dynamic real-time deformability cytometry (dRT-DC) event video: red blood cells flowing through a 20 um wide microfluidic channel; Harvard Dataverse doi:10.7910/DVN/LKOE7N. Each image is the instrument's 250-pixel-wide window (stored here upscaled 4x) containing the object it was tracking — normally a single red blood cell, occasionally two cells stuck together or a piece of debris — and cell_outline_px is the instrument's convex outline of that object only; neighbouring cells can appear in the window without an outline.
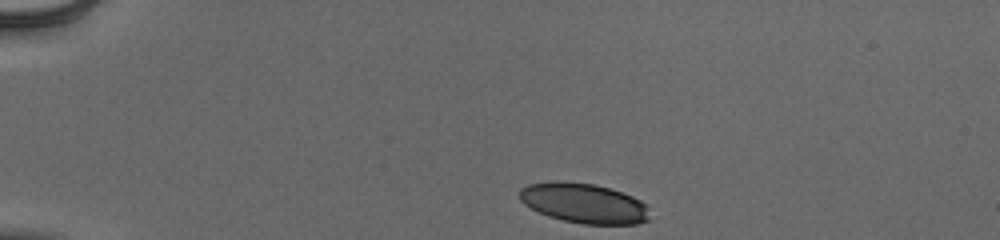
{"species": "human", "species_latin": "Homo sapiens", "temperature_condition": "cold", "stored_images_in_passage": 43, "camera_frame_rate_fps": 3000, "um_per_image_px": 0.085, "donor": {"sex": "male"}, "frame": {"image": 1, "passage_image": 1, "time_ms": 0.0, "image_size_px": [1000, 240], "cell_outline_px": [[648, 220], [636, 224], [584, 224], [564, 220], [548, 216], [524, 204], [520, 200], [520, 188], [528, 184], [556, 180], [596, 184], [632, 196], [640, 200], [648, 208]], "centroid_in_image_um": [49.61, 17.26], "position_along_channel_um": 35.4, "area_um2": 30.11}}
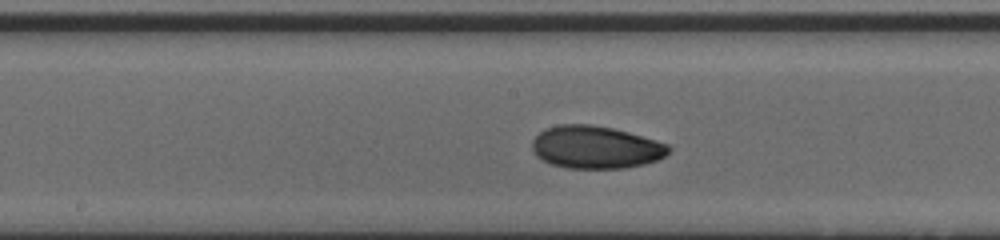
{"frame": {"image": 2, "passage_image": 19, "time_ms": 6.0, "image_size_px": [1000, 240], "cell_outline_px": [[672, 148], [664, 156], [656, 160], [644, 164], [624, 168], [568, 168], [552, 164], [536, 156], [532, 148], [532, 140], [544, 128], [556, 124], [592, 124], [612, 128], [628, 132], [656, 140], [668, 144]], "centroid_in_image_um": [50.62, 12.5], "position_along_channel_um": 197.6, "area_um2": 33.93}}
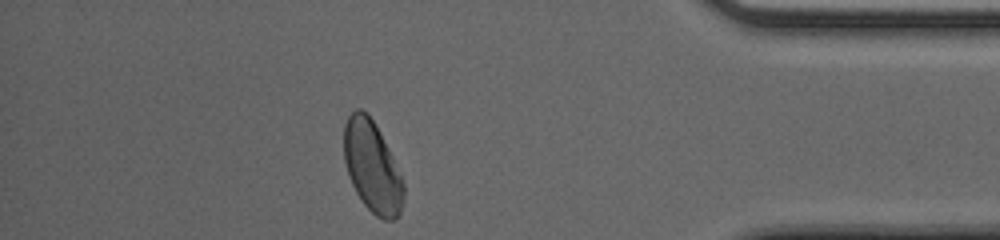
{"frame": {"image": 3, "passage_image": 37, "time_ms": 12.0, "image_size_px": [1000, 240], "cell_outline_px": [[404, 200], [400, 212], [396, 220], [384, 220], [376, 216], [360, 200], [352, 184], [344, 160], [344, 124], [348, 116], [356, 108], [360, 108], [368, 112], [404, 184]], "centroid_in_image_um": [31.61, 14.21], "position_along_channel_um": 403.6, "area_um2": 31.04}, "authors_computed_cell_mechanics": {"area_um2": 32.4836, "velocity_mm_per_s": 3.9195, "shape_relaxation_time_tau1_ms": 5.7746, "shape_relaxation_time_tau2_ms": 4.8367, "deformation_change_tau1": 0.1617, "deformation_change_tau2": 0.0747}}